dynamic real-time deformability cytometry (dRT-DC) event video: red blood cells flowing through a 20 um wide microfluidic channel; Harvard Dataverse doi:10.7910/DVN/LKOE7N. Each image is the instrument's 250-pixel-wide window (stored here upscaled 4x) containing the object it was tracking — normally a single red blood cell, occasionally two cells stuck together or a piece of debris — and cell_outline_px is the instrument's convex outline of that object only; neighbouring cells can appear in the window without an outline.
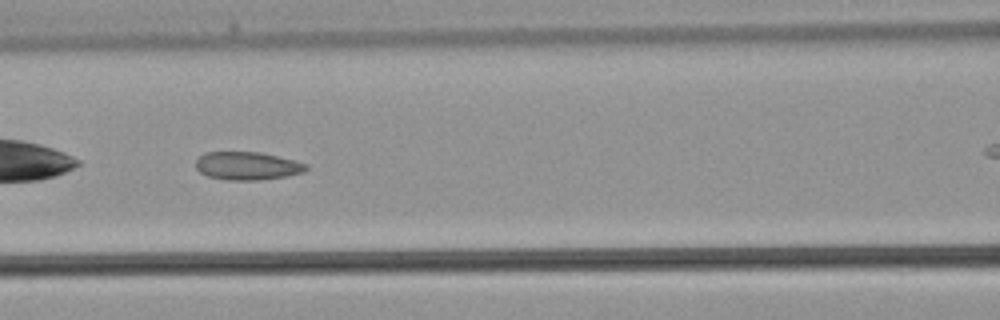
{"species": "common noctule bat (a hibernating species)", "species_latin": "Nyctalus noctula", "temperature_condition": "warm", "stored_images_in_passage": 30, "camera_frame_rate_fps": 3000, "um_per_image_px": 0.085, "animal": {"sex": "male", "body_mass_g": 21.5, "forearm_length_mm": 52.0}, "frame": {"image": 1, "passage_image": 9, "time_ms": 2.667, "image_size_px": [1000, 320], "cell_outline_px": [[308, 168], [304, 172], [284, 176], [260, 180], [224, 180], [208, 176], [200, 172], [196, 168], [196, 160], [204, 152], [260, 152], [308, 164]], "centroid_in_image_um": [20.99, 14.1], "position_along_channel_um": 145.6, "area_um2": 17.98}}
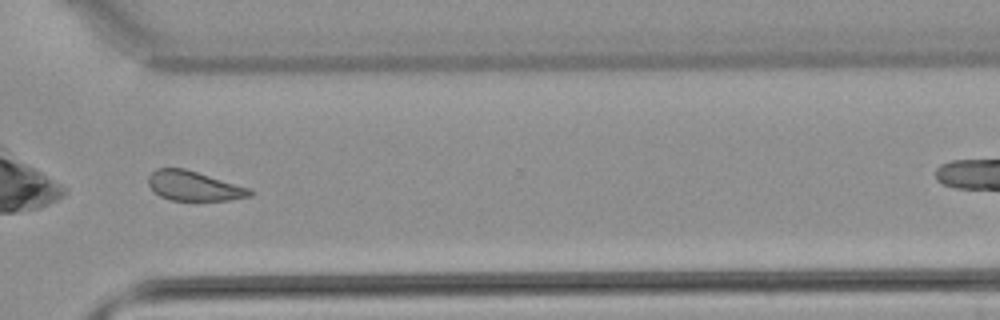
{"frame": {"image": 2, "passage_image": 22, "time_ms": 7.0, "image_size_px": [1000, 320], "cell_outline_px": [[256, 192], [252, 196], [228, 200], [168, 200], [160, 196], [148, 184], [148, 176], [156, 168], [184, 168], [252, 188]], "centroid_in_image_um": [16.54, 15.8], "position_along_channel_um": 354.1, "area_um2": 17.69}}